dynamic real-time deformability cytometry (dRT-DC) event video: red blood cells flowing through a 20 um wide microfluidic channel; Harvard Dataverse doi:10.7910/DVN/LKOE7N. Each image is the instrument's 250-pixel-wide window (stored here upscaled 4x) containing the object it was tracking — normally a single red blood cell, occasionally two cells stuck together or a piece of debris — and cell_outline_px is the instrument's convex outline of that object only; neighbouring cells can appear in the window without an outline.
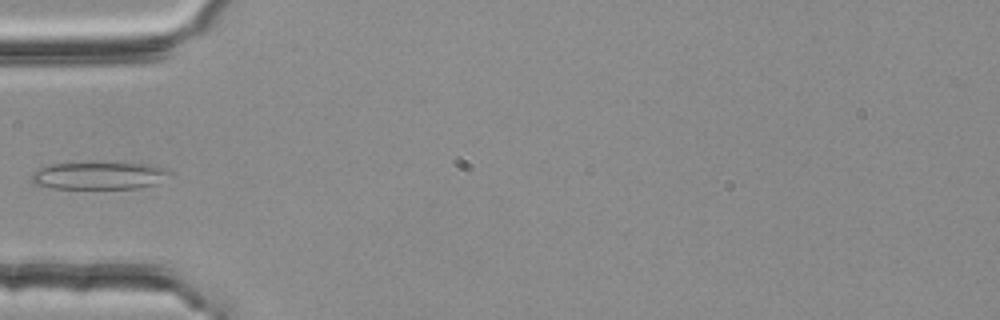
{"species": "common noctule bat (a hibernating species)", "species_latin": "Nyctalus noctula", "temperature_condition": "room temperature", "stored_images_in_passage": 5, "camera_frame_rate_fps": 3000, "um_per_image_px": 0.085, "animal": {"sex": "female", "body_mass_g": 25.1}, "frame": {"image": 1, "passage_image": 1, "time_ms": 0.0, "image_size_px": [1000, 320], "cell_outline_px": [[172, 172], [156, 184], [140, 188], [52, 188], [32, 184], [32, 172], [44, 164], [148, 164], [164, 168]], "centroid_in_image_um": [8.36, 14.94], "position_along_channel_um": 76.6, "area_um2": 21.68}}